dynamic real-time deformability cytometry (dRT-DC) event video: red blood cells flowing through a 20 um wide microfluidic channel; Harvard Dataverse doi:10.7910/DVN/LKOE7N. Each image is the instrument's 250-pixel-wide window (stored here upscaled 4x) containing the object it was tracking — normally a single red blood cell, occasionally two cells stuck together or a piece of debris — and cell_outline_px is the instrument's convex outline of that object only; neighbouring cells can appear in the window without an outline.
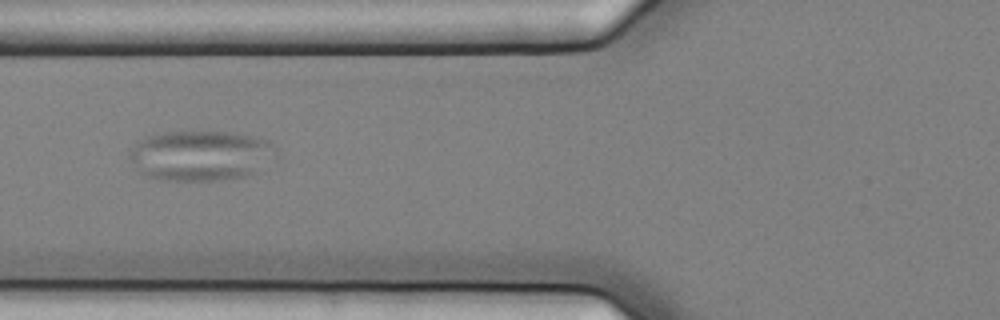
{"species": "common noctule bat (a hibernating species)", "species_latin": "Nyctalus noctula", "temperature_condition": "cold", "stored_images_in_passage": 10, "camera_frame_rate_fps": 3000, "um_per_image_px": 0.085, "animal": {"sex": "female", "body_mass_g": 25.1}, "frame": {"image": 1, "passage_image": 6, "time_ms": 1.667, "image_size_px": [1000, 320], "cell_outline_px": [[280, 156], [256, 172], [248, 176], [216, 180], [160, 180], [144, 176], [136, 172], [128, 156], [128, 152], [144, 136], [164, 132], [236, 132], [268, 140], [272, 144]], "centroid_in_image_um": [17.06, 13.23], "position_along_channel_um": 108.7, "area_um2": 43.7}}
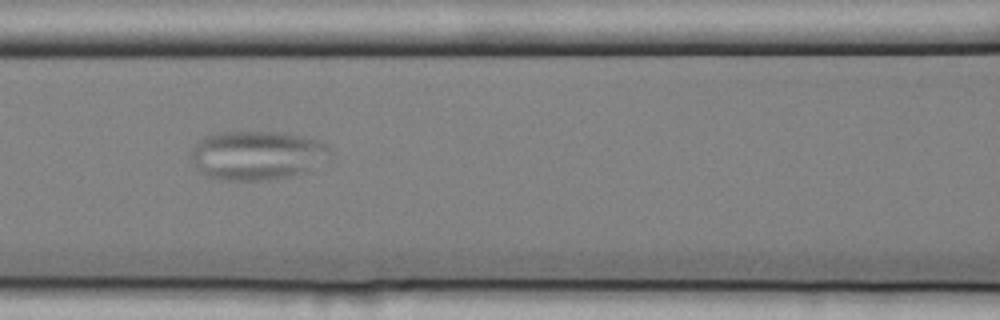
{"frame": {"image": 2, "passage_image": 7, "time_ms": 2.0, "image_size_px": [1000, 320], "cell_outline_px": [[332, 152], [308, 172], [292, 176], [268, 180], [224, 180], [204, 176], [196, 168], [192, 160], [192, 148], [204, 136], [216, 132], [272, 132], [304, 136], [316, 140], [324, 144]], "centroid_in_image_um": [21.81, 13.21], "position_along_channel_um": 144.8, "area_um2": 39.65}}
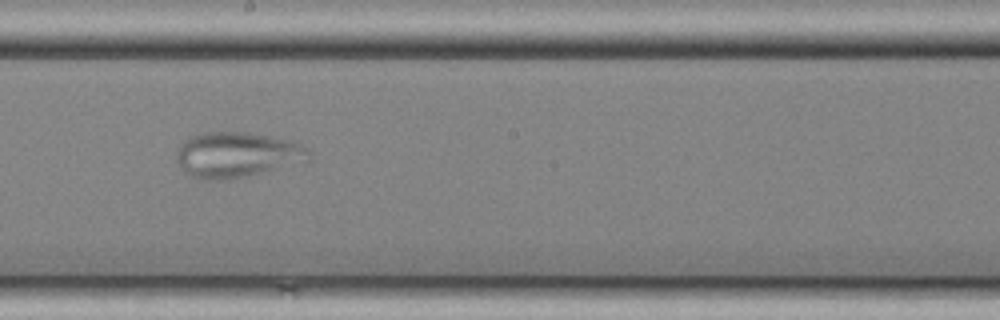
{"frame": {"image": 3, "passage_image": 9, "time_ms": 2.667, "image_size_px": [1000, 320], "cell_outline_px": [[312, 156], [308, 160], [244, 176], [224, 180], [204, 180], [192, 176], [184, 172], [176, 156], [180, 144], [184, 140], [192, 136], [204, 132], [248, 132], [288, 140], [300, 144], [308, 148]], "centroid_in_image_um": [20.11, 13.14], "position_along_channel_um": 228.1, "area_um2": 34.51}}